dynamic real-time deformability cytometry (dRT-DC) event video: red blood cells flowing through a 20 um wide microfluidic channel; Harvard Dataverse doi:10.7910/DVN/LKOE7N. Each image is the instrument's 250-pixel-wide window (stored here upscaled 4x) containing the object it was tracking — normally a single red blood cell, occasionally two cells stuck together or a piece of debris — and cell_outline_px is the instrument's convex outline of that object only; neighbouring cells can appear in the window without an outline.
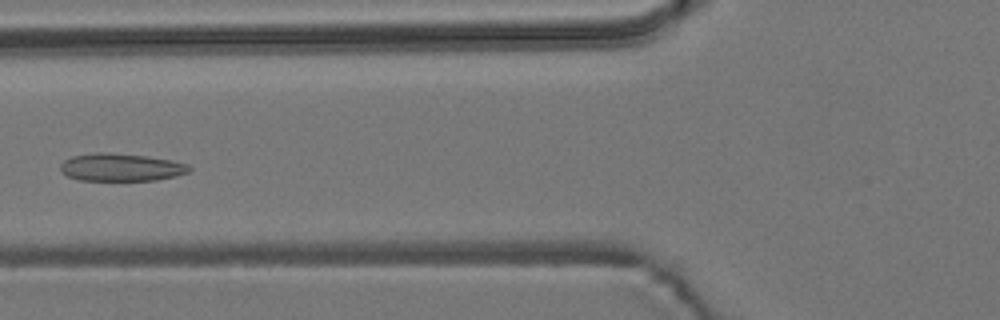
{"species": "common noctule bat (a hibernating species)", "species_latin": "Nyctalus noctula", "temperature_condition": "room temperature", "stored_images_in_passage": 6, "camera_frame_rate_fps": 3000, "um_per_image_px": 0.085, "animal": {"sex": "male", "body_mass_g": 19.2, "forearm_length_mm": 51.8}, "frame": {"image": 1, "passage_image": 6, "time_ms": 5.667, "image_size_px": [1000, 320], "cell_outline_px": [[192, 172], [176, 176], [156, 180], [80, 180], [68, 176], [60, 168], [60, 164], [64, 160], [72, 156], [96, 152], [108, 152], [144, 156], [172, 160], [188, 164], [192, 168]], "centroid_in_image_um": [10.33, 14.22], "position_along_channel_um": 115.5, "area_um2": 20.81}}